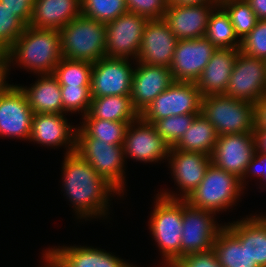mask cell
<instances>
[{"mask_svg":"<svg viewBox=\"0 0 266 267\" xmlns=\"http://www.w3.org/2000/svg\"><path fill=\"white\" fill-rule=\"evenodd\" d=\"M63 164L64 188L80 217L104 215L108 193L117 190L75 151L66 153Z\"/></svg>","mask_w":266,"mask_h":267,"instance_id":"1","label":"cell"},{"mask_svg":"<svg viewBox=\"0 0 266 267\" xmlns=\"http://www.w3.org/2000/svg\"><path fill=\"white\" fill-rule=\"evenodd\" d=\"M7 61L18 59L24 67L40 74H53L62 59L60 31L26 26L5 53Z\"/></svg>","mask_w":266,"mask_h":267,"instance_id":"2","label":"cell"},{"mask_svg":"<svg viewBox=\"0 0 266 267\" xmlns=\"http://www.w3.org/2000/svg\"><path fill=\"white\" fill-rule=\"evenodd\" d=\"M59 31L62 57L92 63L105 57V23L81 14Z\"/></svg>","mask_w":266,"mask_h":267,"instance_id":"3","label":"cell"},{"mask_svg":"<svg viewBox=\"0 0 266 267\" xmlns=\"http://www.w3.org/2000/svg\"><path fill=\"white\" fill-rule=\"evenodd\" d=\"M201 114L215 127L218 136L254 132V103L225 94L202 97Z\"/></svg>","mask_w":266,"mask_h":267,"instance_id":"4","label":"cell"},{"mask_svg":"<svg viewBox=\"0 0 266 267\" xmlns=\"http://www.w3.org/2000/svg\"><path fill=\"white\" fill-rule=\"evenodd\" d=\"M157 199L150 228L170 267L181 257L182 200L166 192Z\"/></svg>","mask_w":266,"mask_h":267,"instance_id":"5","label":"cell"},{"mask_svg":"<svg viewBox=\"0 0 266 267\" xmlns=\"http://www.w3.org/2000/svg\"><path fill=\"white\" fill-rule=\"evenodd\" d=\"M77 152L96 172L118 192L123 186V145L107 144L90 137L82 128L76 130ZM123 176V177H122Z\"/></svg>","mask_w":266,"mask_h":267,"instance_id":"6","label":"cell"},{"mask_svg":"<svg viewBox=\"0 0 266 267\" xmlns=\"http://www.w3.org/2000/svg\"><path fill=\"white\" fill-rule=\"evenodd\" d=\"M241 188L239 178L211 163L201 183L186 201L195 208L220 211L233 205Z\"/></svg>","mask_w":266,"mask_h":267,"instance_id":"7","label":"cell"},{"mask_svg":"<svg viewBox=\"0 0 266 267\" xmlns=\"http://www.w3.org/2000/svg\"><path fill=\"white\" fill-rule=\"evenodd\" d=\"M202 95L194 82H173L140 114L148 123L181 114H201Z\"/></svg>","mask_w":266,"mask_h":267,"instance_id":"8","label":"cell"},{"mask_svg":"<svg viewBox=\"0 0 266 267\" xmlns=\"http://www.w3.org/2000/svg\"><path fill=\"white\" fill-rule=\"evenodd\" d=\"M225 95L254 104L266 95V60L239 51Z\"/></svg>","mask_w":266,"mask_h":267,"instance_id":"9","label":"cell"},{"mask_svg":"<svg viewBox=\"0 0 266 267\" xmlns=\"http://www.w3.org/2000/svg\"><path fill=\"white\" fill-rule=\"evenodd\" d=\"M128 58L102 57L93 63L91 98L131 96L133 69Z\"/></svg>","mask_w":266,"mask_h":267,"instance_id":"10","label":"cell"},{"mask_svg":"<svg viewBox=\"0 0 266 267\" xmlns=\"http://www.w3.org/2000/svg\"><path fill=\"white\" fill-rule=\"evenodd\" d=\"M212 213L192 207L186 200H182L181 257L213 249L216 236L222 227L217 228L213 224Z\"/></svg>","mask_w":266,"mask_h":267,"instance_id":"11","label":"cell"},{"mask_svg":"<svg viewBox=\"0 0 266 267\" xmlns=\"http://www.w3.org/2000/svg\"><path fill=\"white\" fill-rule=\"evenodd\" d=\"M255 152L253 132L225 134L218 136L211 159L215 166L239 178L242 186L247 166Z\"/></svg>","mask_w":266,"mask_h":267,"instance_id":"12","label":"cell"},{"mask_svg":"<svg viewBox=\"0 0 266 267\" xmlns=\"http://www.w3.org/2000/svg\"><path fill=\"white\" fill-rule=\"evenodd\" d=\"M148 19L126 12L106 24V57H138L144 28Z\"/></svg>","mask_w":266,"mask_h":267,"instance_id":"13","label":"cell"},{"mask_svg":"<svg viewBox=\"0 0 266 267\" xmlns=\"http://www.w3.org/2000/svg\"><path fill=\"white\" fill-rule=\"evenodd\" d=\"M217 47L206 37L178 40L170 66L176 82H196Z\"/></svg>","mask_w":266,"mask_h":267,"instance_id":"14","label":"cell"},{"mask_svg":"<svg viewBox=\"0 0 266 267\" xmlns=\"http://www.w3.org/2000/svg\"><path fill=\"white\" fill-rule=\"evenodd\" d=\"M177 42V37L163 18L148 20L137 57L139 63L170 68Z\"/></svg>","mask_w":266,"mask_h":267,"instance_id":"15","label":"cell"},{"mask_svg":"<svg viewBox=\"0 0 266 267\" xmlns=\"http://www.w3.org/2000/svg\"><path fill=\"white\" fill-rule=\"evenodd\" d=\"M33 114L22 88L11 85L0 96V135L29 139Z\"/></svg>","mask_w":266,"mask_h":267,"instance_id":"16","label":"cell"},{"mask_svg":"<svg viewBox=\"0 0 266 267\" xmlns=\"http://www.w3.org/2000/svg\"><path fill=\"white\" fill-rule=\"evenodd\" d=\"M174 81L169 67L139 63L132 78L131 100L141 114Z\"/></svg>","mask_w":266,"mask_h":267,"instance_id":"17","label":"cell"},{"mask_svg":"<svg viewBox=\"0 0 266 267\" xmlns=\"http://www.w3.org/2000/svg\"><path fill=\"white\" fill-rule=\"evenodd\" d=\"M136 123V129L132 127L135 122L129 123L127 127L123 144L124 153L144 162H156L165 156L168 157L170 147L157 133L154 125L145 122L141 117Z\"/></svg>","mask_w":266,"mask_h":267,"instance_id":"18","label":"cell"},{"mask_svg":"<svg viewBox=\"0 0 266 267\" xmlns=\"http://www.w3.org/2000/svg\"><path fill=\"white\" fill-rule=\"evenodd\" d=\"M213 7L210 5L168 6L163 19L178 40L202 38L205 37Z\"/></svg>","mask_w":266,"mask_h":267,"instance_id":"19","label":"cell"},{"mask_svg":"<svg viewBox=\"0 0 266 267\" xmlns=\"http://www.w3.org/2000/svg\"><path fill=\"white\" fill-rule=\"evenodd\" d=\"M45 259L50 267H131L114 255L90 247L48 250Z\"/></svg>","mask_w":266,"mask_h":267,"instance_id":"20","label":"cell"},{"mask_svg":"<svg viewBox=\"0 0 266 267\" xmlns=\"http://www.w3.org/2000/svg\"><path fill=\"white\" fill-rule=\"evenodd\" d=\"M168 155L174 179L181 187L183 199L197 188L205 176L207 168L212 163L211 156L204 153L184 152L170 147Z\"/></svg>","mask_w":266,"mask_h":267,"instance_id":"21","label":"cell"},{"mask_svg":"<svg viewBox=\"0 0 266 267\" xmlns=\"http://www.w3.org/2000/svg\"><path fill=\"white\" fill-rule=\"evenodd\" d=\"M240 49L217 48L195 82L202 97L225 94Z\"/></svg>","mask_w":266,"mask_h":267,"instance_id":"22","label":"cell"},{"mask_svg":"<svg viewBox=\"0 0 266 267\" xmlns=\"http://www.w3.org/2000/svg\"><path fill=\"white\" fill-rule=\"evenodd\" d=\"M81 14V0H35L28 26L60 30Z\"/></svg>","mask_w":266,"mask_h":267,"instance_id":"23","label":"cell"},{"mask_svg":"<svg viewBox=\"0 0 266 267\" xmlns=\"http://www.w3.org/2000/svg\"><path fill=\"white\" fill-rule=\"evenodd\" d=\"M72 128L62 114H33L29 139L47 146H58L70 142L68 153H71L76 148V129L72 131Z\"/></svg>","mask_w":266,"mask_h":267,"instance_id":"24","label":"cell"},{"mask_svg":"<svg viewBox=\"0 0 266 267\" xmlns=\"http://www.w3.org/2000/svg\"><path fill=\"white\" fill-rule=\"evenodd\" d=\"M225 227L245 246L252 260L266 267V222L261 217H251Z\"/></svg>","mask_w":266,"mask_h":267,"instance_id":"25","label":"cell"},{"mask_svg":"<svg viewBox=\"0 0 266 267\" xmlns=\"http://www.w3.org/2000/svg\"><path fill=\"white\" fill-rule=\"evenodd\" d=\"M34 114H62V94L57 78L53 74L41 75L31 88L20 86Z\"/></svg>","mask_w":266,"mask_h":267,"instance_id":"26","label":"cell"},{"mask_svg":"<svg viewBox=\"0 0 266 267\" xmlns=\"http://www.w3.org/2000/svg\"><path fill=\"white\" fill-rule=\"evenodd\" d=\"M84 119L134 122L140 117L133 107L130 96H103L91 98L88 113Z\"/></svg>","mask_w":266,"mask_h":267,"instance_id":"27","label":"cell"},{"mask_svg":"<svg viewBox=\"0 0 266 267\" xmlns=\"http://www.w3.org/2000/svg\"><path fill=\"white\" fill-rule=\"evenodd\" d=\"M217 139L215 127L202 114H199L173 148L211 156Z\"/></svg>","mask_w":266,"mask_h":267,"instance_id":"28","label":"cell"},{"mask_svg":"<svg viewBox=\"0 0 266 267\" xmlns=\"http://www.w3.org/2000/svg\"><path fill=\"white\" fill-rule=\"evenodd\" d=\"M213 250L222 267H260L225 226L218 232Z\"/></svg>","mask_w":266,"mask_h":267,"instance_id":"29","label":"cell"},{"mask_svg":"<svg viewBox=\"0 0 266 267\" xmlns=\"http://www.w3.org/2000/svg\"><path fill=\"white\" fill-rule=\"evenodd\" d=\"M220 10L210 13L205 37L217 48L240 49L241 40L237 41L238 44L235 42L238 36L229 15L224 9L222 11L221 7Z\"/></svg>","mask_w":266,"mask_h":267,"instance_id":"30","label":"cell"},{"mask_svg":"<svg viewBox=\"0 0 266 267\" xmlns=\"http://www.w3.org/2000/svg\"><path fill=\"white\" fill-rule=\"evenodd\" d=\"M93 63L85 60H71L62 57L53 75L60 85L90 86Z\"/></svg>","mask_w":266,"mask_h":267,"instance_id":"31","label":"cell"},{"mask_svg":"<svg viewBox=\"0 0 266 267\" xmlns=\"http://www.w3.org/2000/svg\"><path fill=\"white\" fill-rule=\"evenodd\" d=\"M219 5L229 15L235 33L241 40L255 27L258 19L246 0H221Z\"/></svg>","mask_w":266,"mask_h":267,"instance_id":"32","label":"cell"},{"mask_svg":"<svg viewBox=\"0 0 266 267\" xmlns=\"http://www.w3.org/2000/svg\"><path fill=\"white\" fill-rule=\"evenodd\" d=\"M81 127L90 137L107 144L123 145L129 123L103 119H84Z\"/></svg>","mask_w":266,"mask_h":267,"instance_id":"33","label":"cell"},{"mask_svg":"<svg viewBox=\"0 0 266 267\" xmlns=\"http://www.w3.org/2000/svg\"><path fill=\"white\" fill-rule=\"evenodd\" d=\"M126 12L125 0H81L82 15L105 24Z\"/></svg>","mask_w":266,"mask_h":267,"instance_id":"34","label":"cell"},{"mask_svg":"<svg viewBox=\"0 0 266 267\" xmlns=\"http://www.w3.org/2000/svg\"><path fill=\"white\" fill-rule=\"evenodd\" d=\"M199 114H181L157 120L153 125L169 147H174Z\"/></svg>","mask_w":266,"mask_h":267,"instance_id":"35","label":"cell"},{"mask_svg":"<svg viewBox=\"0 0 266 267\" xmlns=\"http://www.w3.org/2000/svg\"><path fill=\"white\" fill-rule=\"evenodd\" d=\"M27 25L0 2V50L5 54Z\"/></svg>","mask_w":266,"mask_h":267,"instance_id":"36","label":"cell"},{"mask_svg":"<svg viewBox=\"0 0 266 267\" xmlns=\"http://www.w3.org/2000/svg\"><path fill=\"white\" fill-rule=\"evenodd\" d=\"M62 94L63 111H84V116L88 113L91 94L90 86H67L60 85Z\"/></svg>","mask_w":266,"mask_h":267,"instance_id":"37","label":"cell"},{"mask_svg":"<svg viewBox=\"0 0 266 267\" xmlns=\"http://www.w3.org/2000/svg\"><path fill=\"white\" fill-rule=\"evenodd\" d=\"M240 51L247 56L266 60V20H258L250 33L241 40Z\"/></svg>","mask_w":266,"mask_h":267,"instance_id":"38","label":"cell"},{"mask_svg":"<svg viewBox=\"0 0 266 267\" xmlns=\"http://www.w3.org/2000/svg\"><path fill=\"white\" fill-rule=\"evenodd\" d=\"M128 12L148 20L162 19L168 8L167 0H125Z\"/></svg>","mask_w":266,"mask_h":267,"instance_id":"39","label":"cell"},{"mask_svg":"<svg viewBox=\"0 0 266 267\" xmlns=\"http://www.w3.org/2000/svg\"><path fill=\"white\" fill-rule=\"evenodd\" d=\"M170 267H222L213 249L178 258Z\"/></svg>","mask_w":266,"mask_h":267,"instance_id":"40","label":"cell"},{"mask_svg":"<svg viewBox=\"0 0 266 267\" xmlns=\"http://www.w3.org/2000/svg\"><path fill=\"white\" fill-rule=\"evenodd\" d=\"M35 0H0L15 15L19 17L26 25H29L32 16V7Z\"/></svg>","mask_w":266,"mask_h":267,"instance_id":"41","label":"cell"},{"mask_svg":"<svg viewBox=\"0 0 266 267\" xmlns=\"http://www.w3.org/2000/svg\"><path fill=\"white\" fill-rule=\"evenodd\" d=\"M254 130H266V95L254 104Z\"/></svg>","mask_w":266,"mask_h":267,"instance_id":"42","label":"cell"},{"mask_svg":"<svg viewBox=\"0 0 266 267\" xmlns=\"http://www.w3.org/2000/svg\"><path fill=\"white\" fill-rule=\"evenodd\" d=\"M257 153V154H256ZM260 155H258V152H255L252 160L250 161V163L247 166L245 175L248 174V172H253L252 174L254 175H259L260 177L263 176V178L266 180V154L263 153H259ZM259 165V168H257ZM252 169V170H251Z\"/></svg>","mask_w":266,"mask_h":267,"instance_id":"43","label":"cell"},{"mask_svg":"<svg viewBox=\"0 0 266 267\" xmlns=\"http://www.w3.org/2000/svg\"><path fill=\"white\" fill-rule=\"evenodd\" d=\"M221 0H167L168 6L216 5L219 7Z\"/></svg>","mask_w":266,"mask_h":267,"instance_id":"44","label":"cell"},{"mask_svg":"<svg viewBox=\"0 0 266 267\" xmlns=\"http://www.w3.org/2000/svg\"><path fill=\"white\" fill-rule=\"evenodd\" d=\"M258 20H266V0H246Z\"/></svg>","mask_w":266,"mask_h":267,"instance_id":"45","label":"cell"},{"mask_svg":"<svg viewBox=\"0 0 266 267\" xmlns=\"http://www.w3.org/2000/svg\"><path fill=\"white\" fill-rule=\"evenodd\" d=\"M10 62L7 61L5 56L0 57V96L11 86L6 84L5 78ZM5 82V83H4Z\"/></svg>","mask_w":266,"mask_h":267,"instance_id":"46","label":"cell"},{"mask_svg":"<svg viewBox=\"0 0 266 267\" xmlns=\"http://www.w3.org/2000/svg\"><path fill=\"white\" fill-rule=\"evenodd\" d=\"M253 133L255 136L256 152L266 154V130H254Z\"/></svg>","mask_w":266,"mask_h":267,"instance_id":"47","label":"cell"},{"mask_svg":"<svg viewBox=\"0 0 266 267\" xmlns=\"http://www.w3.org/2000/svg\"><path fill=\"white\" fill-rule=\"evenodd\" d=\"M5 56V54L0 50V57Z\"/></svg>","mask_w":266,"mask_h":267,"instance_id":"48","label":"cell"},{"mask_svg":"<svg viewBox=\"0 0 266 267\" xmlns=\"http://www.w3.org/2000/svg\"><path fill=\"white\" fill-rule=\"evenodd\" d=\"M266 222V216H260Z\"/></svg>","mask_w":266,"mask_h":267,"instance_id":"49","label":"cell"}]
</instances>
